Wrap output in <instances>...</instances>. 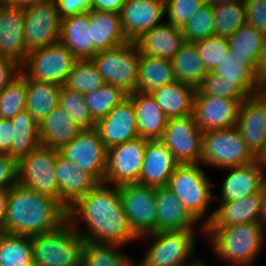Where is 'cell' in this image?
Wrapping results in <instances>:
<instances>
[{
	"label": "cell",
	"instance_id": "obj_1",
	"mask_svg": "<svg viewBox=\"0 0 266 266\" xmlns=\"http://www.w3.org/2000/svg\"><path fill=\"white\" fill-rule=\"evenodd\" d=\"M111 187L98 183L68 209V220L86 242L124 246L140 240L124 213L119 186ZM81 221L85 229L80 228Z\"/></svg>",
	"mask_w": 266,
	"mask_h": 266
},
{
	"label": "cell",
	"instance_id": "obj_2",
	"mask_svg": "<svg viewBox=\"0 0 266 266\" xmlns=\"http://www.w3.org/2000/svg\"><path fill=\"white\" fill-rule=\"evenodd\" d=\"M67 213L54 198L17 183L9 189L3 232L33 237L58 228Z\"/></svg>",
	"mask_w": 266,
	"mask_h": 266
},
{
	"label": "cell",
	"instance_id": "obj_3",
	"mask_svg": "<svg viewBox=\"0 0 266 266\" xmlns=\"http://www.w3.org/2000/svg\"><path fill=\"white\" fill-rule=\"evenodd\" d=\"M265 230L260 222H252L204 229V234L216 257L232 265L251 266L263 250Z\"/></svg>",
	"mask_w": 266,
	"mask_h": 266
},
{
	"label": "cell",
	"instance_id": "obj_4",
	"mask_svg": "<svg viewBox=\"0 0 266 266\" xmlns=\"http://www.w3.org/2000/svg\"><path fill=\"white\" fill-rule=\"evenodd\" d=\"M85 241L67 219L58 228L31 237L38 266H81Z\"/></svg>",
	"mask_w": 266,
	"mask_h": 266
},
{
	"label": "cell",
	"instance_id": "obj_5",
	"mask_svg": "<svg viewBox=\"0 0 266 266\" xmlns=\"http://www.w3.org/2000/svg\"><path fill=\"white\" fill-rule=\"evenodd\" d=\"M200 163L179 164L170 176L167 188L184 204L188 212L201 222L202 232L211 202L215 197L212 193L210 179L205 175ZM204 218V219H203Z\"/></svg>",
	"mask_w": 266,
	"mask_h": 266
},
{
	"label": "cell",
	"instance_id": "obj_6",
	"mask_svg": "<svg viewBox=\"0 0 266 266\" xmlns=\"http://www.w3.org/2000/svg\"><path fill=\"white\" fill-rule=\"evenodd\" d=\"M256 161L237 126L203 132L200 164L225 169Z\"/></svg>",
	"mask_w": 266,
	"mask_h": 266
},
{
	"label": "cell",
	"instance_id": "obj_7",
	"mask_svg": "<svg viewBox=\"0 0 266 266\" xmlns=\"http://www.w3.org/2000/svg\"><path fill=\"white\" fill-rule=\"evenodd\" d=\"M196 229L152 232L139 238L151 237L152 241L139 262L142 266H188L196 249ZM193 259V260H191Z\"/></svg>",
	"mask_w": 266,
	"mask_h": 266
},
{
	"label": "cell",
	"instance_id": "obj_8",
	"mask_svg": "<svg viewBox=\"0 0 266 266\" xmlns=\"http://www.w3.org/2000/svg\"><path fill=\"white\" fill-rule=\"evenodd\" d=\"M140 52L135 42L96 53L91 61L105 83L121 88L125 93L136 91Z\"/></svg>",
	"mask_w": 266,
	"mask_h": 266
},
{
	"label": "cell",
	"instance_id": "obj_9",
	"mask_svg": "<svg viewBox=\"0 0 266 266\" xmlns=\"http://www.w3.org/2000/svg\"><path fill=\"white\" fill-rule=\"evenodd\" d=\"M77 60L58 42L30 51L20 69L31 80L64 86Z\"/></svg>",
	"mask_w": 266,
	"mask_h": 266
},
{
	"label": "cell",
	"instance_id": "obj_10",
	"mask_svg": "<svg viewBox=\"0 0 266 266\" xmlns=\"http://www.w3.org/2000/svg\"><path fill=\"white\" fill-rule=\"evenodd\" d=\"M58 150L40 146L17 162L18 184L59 202L55 173Z\"/></svg>",
	"mask_w": 266,
	"mask_h": 266
},
{
	"label": "cell",
	"instance_id": "obj_11",
	"mask_svg": "<svg viewBox=\"0 0 266 266\" xmlns=\"http://www.w3.org/2000/svg\"><path fill=\"white\" fill-rule=\"evenodd\" d=\"M147 141L137 137L108 149L104 183L111 186L139 183Z\"/></svg>",
	"mask_w": 266,
	"mask_h": 266
},
{
	"label": "cell",
	"instance_id": "obj_12",
	"mask_svg": "<svg viewBox=\"0 0 266 266\" xmlns=\"http://www.w3.org/2000/svg\"><path fill=\"white\" fill-rule=\"evenodd\" d=\"M107 151L97 129L92 128L82 129L71 142L58 150V154L76 163L99 183H104Z\"/></svg>",
	"mask_w": 266,
	"mask_h": 266
},
{
	"label": "cell",
	"instance_id": "obj_13",
	"mask_svg": "<svg viewBox=\"0 0 266 266\" xmlns=\"http://www.w3.org/2000/svg\"><path fill=\"white\" fill-rule=\"evenodd\" d=\"M124 213L138 236L156 232V188L134 184L119 186Z\"/></svg>",
	"mask_w": 266,
	"mask_h": 266
},
{
	"label": "cell",
	"instance_id": "obj_14",
	"mask_svg": "<svg viewBox=\"0 0 266 266\" xmlns=\"http://www.w3.org/2000/svg\"><path fill=\"white\" fill-rule=\"evenodd\" d=\"M160 140L179 164L201 162L203 131L193 114L170 118Z\"/></svg>",
	"mask_w": 266,
	"mask_h": 266
},
{
	"label": "cell",
	"instance_id": "obj_15",
	"mask_svg": "<svg viewBox=\"0 0 266 266\" xmlns=\"http://www.w3.org/2000/svg\"><path fill=\"white\" fill-rule=\"evenodd\" d=\"M61 18L55 1L24 8V38L28 52L60 42Z\"/></svg>",
	"mask_w": 266,
	"mask_h": 266
},
{
	"label": "cell",
	"instance_id": "obj_16",
	"mask_svg": "<svg viewBox=\"0 0 266 266\" xmlns=\"http://www.w3.org/2000/svg\"><path fill=\"white\" fill-rule=\"evenodd\" d=\"M244 100L204 95L195 89L192 114L203 132L234 127Z\"/></svg>",
	"mask_w": 266,
	"mask_h": 266
},
{
	"label": "cell",
	"instance_id": "obj_17",
	"mask_svg": "<svg viewBox=\"0 0 266 266\" xmlns=\"http://www.w3.org/2000/svg\"><path fill=\"white\" fill-rule=\"evenodd\" d=\"M164 17V0H126L120 12L123 33L130 42L162 24Z\"/></svg>",
	"mask_w": 266,
	"mask_h": 266
},
{
	"label": "cell",
	"instance_id": "obj_18",
	"mask_svg": "<svg viewBox=\"0 0 266 266\" xmlns=\"http://www.w3.org/2000/svg\"><path fill=\"white\" fill-rule=\"evenodd\" d=\"M24 38V9L0 2V56L20 66L28 55Z\"/></svg>",
	"mask_w": 266,
	"mask_h": 266
},
{
	"label": "cell",
	"instance_id": "obj_19",
	"mask_svg": "<svg viewBox=\"0 0 266 266\" xmlns=\"http://www.w3.org/2000/svg\"><path fill=\"white\" fill-rule=\"evenodd\" d=\"M95 128L107 149L139 137L132 100L127 97L116 105Z\"/></svg>",
	"mask_w": 266,
	"mask_h": 266
},
{
	"label": "cell",
	"instance_id": "obj_20",
	"mask_svg": "<svg viewBox=\"0 0 266 266\" xmlns=\"http://www.w3.org/2000/svg\"><path fill=\"white\" fill-rule=\"evenodd\" d=\"M236 126L247 147L257 157L266 146V104L257 94L241 103Z\"/></svg>",
	"mask_w": 266,
	"mask_h": 266
},
{
	"label": "cell",
	"instance_id": "obj_21",
	"mask_svg": "<svg viewBox=\"0 0 266 266\" xmlns=\"http://www.w3.org/2000/svg\"><path fill=\"white\" fill-rule=\"evenodd\" d=\"M218 203L220 206L206 217L204 229H221L244 223L260 222V192L242 199Z\"/></svg>",
	"mask_w": 266,
	"mask_h": 266
},
{
	"label": "cell",
	"instance_id": "obj_22",
	"mask_svg": "<svg viewBox=\"0 0 266 266\" xmlns=\"http://www.w3.org/2000/svg\"><path fill=\"white\" fill-rule=\"evenodd\" d=\"M55 173L59 187V203L68 209L99 182L76 163L57 154Z\"/></svg>",
	"mask_w": 266,
	"mask_h": 266
},
{
	"label": "cell",
	"instance_id": "obj_23",
	"mask_svg": "<svg viewBox=\"0 0 266 266\" xmlns=\"http://www.w3.org/2000/svg\"><path fill=\"white\" fill-rule=\"evenodd\" d=\"M224 170L229 173L221 185V195L216 198L219 200L218 202L242 199L260 192L266 184V171L257 160L244 166L230 167Z\"/></svg>",
	"mask_w": 266,
	"mask_h": 266
},
{
	"label": "cell",
	"instance_id": "obj_24",
	"mask_svg": "<svg viewBox=\"0 0 266 266\" xmlns=\"http://www.w3.org/2000/svg\"><path fill=\"white\" fill-rule=\"evenodd\" d=\"M178 165L179 162L161 140H148L138 184L165 187Z\"/></svg>",
	"mask_w": 266,
	"mask_h": 266
},
{
	"label": "cell",
	"instance_id": "obj_25",
	"mask_svg": "<svg viewBox=\"0 0 266 266\" xmlns=\"http://www.w3.org/2000/svg\"><path fill=\"white\" fill-rule=\"evenodd\" d=\"M134 42L140 54L172 60L185 39L182 28L164 21L143 33Z\"/></svg>",
	"mask_w": 266,
	"mask_h": 266
},
{
	"label": "cell",
	"instance_id": "obj_26",
	"mask_svg": "<svg viewBox=\"0 0 266 266\" xmlns=\"http://www.w3.org/2000/svg\"><path fill=\"white\" fill-rule=\"evenodd\" d=\"M156 202V232L196 229L198 221L166 186L156 188Z\"/></svg>",
	"mask_w": 266,
	"mask_h": 266
},
{
	"label": "cell",
	"instance_id": "obj_27",
	"mask_svg": "<svg viewBox=\"0 0 266 266\" xmlns=\"http://www.w3.org/2000/svg\"><path fill=\"white\" fill-rule=\"evenodd\" d=\"M135 110L137 132L139 137L148 140H160L169 118L157 105L150 93L135 91L128 94Z\"/></svg>",
	"mask_w": 266,
	"mask_h": 266
},
{
	"label": "cell",
	"instance_id": "obj_28",
	"mask_svg": "<svg viewBox=\"0 0 266 266\" xmlns=\"http://www.w3.org/2000/svg\"><path fill=\"white\" fill-rule=\"evenodd\" d=\"M88 19L94 55L129 42L123 33L120 13L90 9Z\"/></svg>",
	"mask_w": 266,
	"mask_h": 266
},
{
	"label": "cell",
	"instance_id": "obj_29",
	"mask_svg": "<svg viewBox=\"0 0 266 266\" xmlns=\"http://www.w3.org/2000/svg\"><path fill=\"white\" fill-rule=\"evenodd\" d=\"M81 130L69 117V114L57 105L39 123V138L42 146L59 150L71 142Z\"/></svg>",
	"mask_w": 266,
	"mask_h": 266
},
{
	"label": "cell",
	"instance_id": "obj_30",
	"mask_svg": "<svg viewBox=\"0 0 266 266\" xmlns=\"http://www.w3.org/2000/svg\"><path fill=\"white\" fill-rule=\"evenodd\" d=\"M60 42L77 59H91L94 56L88 11L61 19Z\"/></svg>",
	"mask_w": 266,
	"mask_h": 266
},
{
	"label": "cell",
	"instance_id": "obj_31",
	"mask_svg": "<svg viewBox=\"0 0 266 266\" xmlns=\"http://www.w3.org/2000/svg\"><path fill=\"white\" fill-rule=\"evenodd\" d=\"M194 92L195 89L188 84L174 81L154 90L150 94L170 119L192 114Z\"/></svg>",
	"mask_w": 266,
	"mask_h": 266
},
{
	"label": "cell",
	"instance_id": "obj_32",
	"mask_svg": "<svg viewBox=\"0 0 266 266\" xmlns=\"http://www.w3.org/2000/svg\"><path fill=\"white\" fill-rule=\"evenodd\" d=\"M174 81L176 77L171 60L140 55L136 91L151 93Z\"/></svg>",
	"mask_w": 266,
	"mask_h": 266
},
{
	"label": "cell",
	"instance_id": "obj_33",
	"mask_svg": "<svg viewBox=\"0 0 266 266\" xmlns=\"http://www.w3.org/2000/svg\"><path fill=\"white\" fill-rule=\"evenodd\" d=\"M10 120L14 129L11 158L18 162L21 158L41 146L39 124L26 109L20 111Z\"/></svg>",
	"mask_w": 266,
	"mask_h": 266
},
{
	"label": "cell",
	"instance_id": "obj_34",
	"mask_svg": "<svg viewBox=\"0 0 266 266\" xmlns=\"http://www.w3.org/2000/svg\"><path fill=\"white\" fill-rule=\"evenodd\" d=\"M176 81L197 89L207 74L197 51L196 43L185 41L172 58Z\"/></svg>",
	"mask_w": 266,
	"mask_h": 266
},
{
	"label": "cell",
	"instance_id": "obj_35",
	"mask_svg": "<svg viewBox=\"0 0 266 266\" xmlns=\"http://www.w3.org/2000/svg\"><path fill=\"white\" fill-rule=\"evenodd\" d=\"M61 85L27 78L26 110L39 124L59 104Z\"/></svg>",
	"mask_w": 266,
	"mask_h": 266
},
{
	"label": "cell",
	"instance_id": "obj_36",
	"mask_svg": "<svg viewBox=\"0 0 266 266\" xmlns=\"http://www.w3.org/2000/svg\"><path fill=\"white\" fill-rule=\"evenodd\" d=\"M266 34L254 26L244 23L229 38V52L237 60H247L255 65L257 55L261 51Z\"/></svg>",
	"mask_w": 266,
	"mask_h": 266
},
{
	"label": "cell",
	"instance_id": "obj_37",
	"mask_svg": "<svg viewBox=\"0 0 266 266\" xmlns=\"http://www.w3.org/2000/svg\"><path fill=\"white\" fill-rule=\"evenodd\" d=\"M197 90L204 95L246 99L256 94L257 87L251 81L228 80L210 71L204 76Z\"/></svg>",
	"mask_w": 266,
	"mask_h": 266
},
{
	"label": "cell",
	"instance_id": "obj_38",
	"mask_svg": "<svg viewBox=\"0 0 266 266\" xmlns=\"http://www.w3.org/2000/svg\"><path fill=\"white\" fill-rule=\"evenodd\" d=\"M123 245L86 242L82 251L83 266H138L128 254L119 250ZM137 263V264H136Z\"/></svg>",
	"mask_w": 266,
	"mask_h": 266
},
{
	"label": "cell",
	"instance_id": "obj_39",
	"mask_svg": "<svg viewBox=\"0 0 266 266\" xmlns=\"http://www.w3.org/2000/svg\"><path fill=\"white\" fill-rule=\"evenodd\" d=\"M31 263V237L0 231V266H28Z\"/></svg>",
	"mask_w": 266,
	"mask_h": 266
},
{
	"label": "cell",
	"instance_id": "obj_40",
	"mask_svg": "<svg viewBox=\"0 0 266 266\" xmlns=\"http://www.w3.org/2000/svg\"><path fill=\"white\" fill-rule=\"evenodd\" d=\"M128 97L121 88L105 83L97 90L83 94L93 120L97 123L124 99Z\"/></svg>",
	"mask_w": 266,
	"mask_h": 266
},
{
	"label": "cell",
	"instance_id": "obj_41",
	"mask_svg": "<svg viewBox=\"0 0 266 266\" xmlns=\"http://www.w3.org/2000/svg\"><path fill=\"white\" fill-rule=\"evenodd\" d=\"M105 84L91 59H78L64 86L80 94L97 90Z\"/></svg>",
	"mask_w": 266,
	"mask_h": 266
},
{
	"label": "cell",
	"instance_id": "obj_42",
	"mask_svg": "<svg viewBox=\"0 0 266 266\" xmlns=\"http://www.w3.org/2000/svg\"><path fill=\"white\" fill-rule=\"evenodd\" d=\"M27 77L20 72L0 92V118L11 119L26 108Z\"/></svg>",
	"mask_w": 266,
	"mask_h": 266
},
{
	"label": "cell",
	"instance_id": "obj_43",
	"mask_svg": "<svg viewBox=\"0 0 266 266\" xmlns=\"http://www.w3.org/2000/svg\"><path fill=\"white\" fill-rule=\"evenodd\" d=\"M214 35L229 38L246 23L244 2H231L213 7Z\"/></svg>",
	"mask_w": 266,
	"mask_h": 266
},
{
	"label": "cell",
	"instance_id": "obj_44",
	"mask_svg": "<svg viewBox=\"0 0 266 266\" xmlns=\"http://www.w3.org/2000/svg\"><path fill=\"white\" fill-rule=\"evenodd\" d=\"M58 103L79 128L92 129L96 127V122L89 112L83 94L61 86Z\"/></svg>",
	"mask_w": 266,
	"mask_h": 266
},
{
	"label": "cell",
	"instance_id": "obj_45",
	"mask_svg": "<svg viewBox=\"0 0 266 266\" xmlns=\"http://www.w3.org/2000/svg\"><path fill=\"white\" fill-rule=\"evenodd\" d=\"M214 23L213 6L206 4L182 28L185 41L196 43L214 35Z\"/></svg>",
	"mask_w": 266,
	"mask_h": 266
},
{
	"label": "cell",
	"instance_id": "obj_46",
	"mask_svg": "<svg viewBox=\"0 0 266 266\" xmlns=\"http://www.w3.org/2000/svg\"><path fill=\"white\" fill-rule=\"evenodd\" d=\"M197 51L207 72L212 71L217 64L227 57L229 43L227 38L212 35L196 42Z\"/></svg>",
	"mask_w": 266,
	"mask_h": 266
},
{
	"label": "cell",
	"instance_id": "obj_47",
	"mask_svg": "<svg viewBox=\"0 0 266 266\" xmlns=\"http://www.w3.org/2000/svg\"><path fill=\"white\" fill-rule=\"evenodd\" d=\"M205 5L206 0H164L165 21L183 28L195 12Z\"/></svg>",
	"mask_w": 266,
	"mask_h": 266
},
{
	"label": "cell",
	"instance_id": "obj_48",
	"mask_svg": "<svg viewBox=\"0 0 266 266\" xmlns=\"http://www.w3.org/2000/svg\"><path fill=\"white\" fill-rule=\"evenodd\" d=\"M253 67L249 61L232 58L230 52H228L227 57L217 64L211 72L228 80L251 81L258 87L253 76Z\"/></svg>",
	"mask_w": 266,
	"mask_h": 266
},
{
	"label": "cell",
	"instance_id": "obj_49",
	"mask_svg": "<svg viewBox=\"0 0 266 266\" xmlns=\"http://www.w3.org/2000/svg\"><path fill=\"white\" fill-rule=\"evenodd\" d=\"M246 23L266 34V0H244Z\"/></svg>",
	"mask_w": 266,
	"mask_h": 266
},
{
	"label": "cell",
	"instance_id": "obj_50",
	"mask_svg": "<svg viewBox=\"0 0 266 266\" xmlns=\"http://www.w3.org/2000/svg\"><path fill=\"white\" fill-rule=\"evenodd\" d=\"M18 183L17 161L0 153V189H10Z\"/></svg>",
	"mask_w": 266,
	"mask_h": 266
},
{
	"label": "cell",
	"instance_id": "obj_51",
	"mask_svg": "<svg viewBox=\"0 0 266 266\" xmlns=\"http://www.w3.org/2000/svg\"><path fill=\"white\" fill-rule=\"evenodd\" d=\"M61 19L82 14L91 9V0H55Z\"/></svg>",
	"mask_w": 266,
	"mask_h": 266
},
{
	"label": "cell",
	"instance_id": "obj_52",
	"mask_svg": "<svg viewBox=\"0 0 266 266\" xmlns=\"http://www.w3.org/2000/svg\"><path fill=\"white\" fill-rule=\"evenodd\" d=\"M21 72L14 60L0 56V92Z\"/></svg>",
	"mask_w": 266,
	"mask_h": 266
},
{
	"label": "cell",
	"instance_id": "obj_53",
	"mask_svg": "<svg viewBox=\"0 0 266 266\" xmlns=\"http://www.w3.org/2000/svg\"><path fill=\"white\" fill-rule=\"evenodd\" d=\"M13 125L10 119L0 118V153L11 157V143L13 141Z\"/></svg>",
	"mask_w": 266,
	"mask_h": 266
},
{
	"label": "cell",
	"instance_id": "obj_54",
	"mask_svg": "<svg viewBox=\"0 0 266 266\" xmlns=\"http://www.w3.org/2000/svg\"><path fill=\"white\" fill-rule=\"evenodd\" d=\"M253 76L258 86L266 83V36L262 49L258 53L255 65L253 67Z\"/></svg>",
	"mask_w": 266,
	"mask_h": 266
},
{
	"label": "cell",
	"instance_id": "obj_55",
	"mask_svg": "<svg viewBox=\"0 0 266 266\" xmlns=\"http://www.w3.org/2000/svg\"><path fill=\"white\" fill-rule=\"evenodd\" d=\"M126 0H91V9L102 12L120 13Z\"/></svg>",
	"mask_w": 266,
	"mask_h": 266
},
{
	"label": "cell",
	"instance_id": "obj_56",
	"mask_svg": "<svg viewBox=\"0 0 266 266\" xmlns=\"http://www.w3.org/2000/svg\"><path fill=\"white\" fill-rule=\"evenodd\" d=\"M9 189H0V231L3 232V222L7 211Z\"/></svg>",
	"mask_w": 266,
	"mask_h": 266
},
{
	"label": "cell",
	"instance_id": "obj_57",
	"mask_svg": "<svg viewBox=\"0 0 266 266\" xmlns=\"http://www.w3.org/2000/svg\"><path fill=\"white\" fill-rule=\"evenodd\" d=\"M7 4L20 7L22 9L35 4H44L55 0H4Z\"/></svg>",
	"mask_w": 266,
	"mask_h": 266
},
{
	"label": "cell",
	"instance_id": "obj_58",
	"mask_svg": "<svg viewBox=\"0 0 266 266\" xmlns=\"http://www.w3.org/2000/svg\"><path fill=\"white\" fill-rule=\"evenodd\" d=\"M261 194V216L260 223L266 227V184L260 190Z\"/></svg>",
	"mask_w": 266,
	"mask_h": 266
},
{
	"label": "cell",
	"instance_id": "obj_59",
	"mask_svg": "<svg viewBox=\"0 0 266 266\" xmlns=\"http://www.w3.org/2000/svg\"><path fill=\"white\" fill-rule=\"evenodd\" d=\"M243 1L244 0H206V4L216 7L231 2H243Z\"/></svg>",
	"mask_w": 266,
	"mask_h": 266
},
{
	"label": "cell",
	"instance_id": "obj_60",
	"mask_svg": "<svg viewBox=\"0 0 266 266\" xmlns=\"http://www.w3.org/2000/svg\"><path fill=\"white\" fill-rule=\"evenodd\" d=\"M256 160L258 161L259 165L265 169L266 171V146L264 149L258 154L256 157Z\"/></svg>",
	"mask_w": 266,
	"mask_h": 266
},
{
	"label": "cell",
	"instance_id": "obj_61",
	"mask_svg": "<svg viewBox=\"0 0 266 266\" xmlns=\"http://www.w3.org/2000/svg\"><path fill=\"white\" fill-rule=\"evenodd\" d=\"M256 94L262 99L266 104V83L261 84L257 87Z\"/></svg>",
	"mask_w": 266,
	"mask_h": 266
},
{
	"label": "cell",
	"instance_id": "obj_62",
	"mask_svg": "<svg viewBox=\"0 0 266 266\" xmlns=\"http://www.w3.org/2000/svg\"><path fill=\"white\" fill-rule=\"evenodd\" d=\"M204 260H200L198 259L197 261H195L194 263L188 265V266H208L206 263H204Z\"/></svg>",
	"mask_w": 266,
	"mask_h": 266
},
{
	"label": "cell",
	"instance_id": "obj_63",
	"mask_svg": "<svg viewBox=\"0 0 266 266\" xmlns=\"http://www.w3.org/2000/svg\"><path fill=\"white\" fill-rule=\"evenodd\" d=\"M28 266H38V265L33 262L30 265H28Z\"/></svg>",
	"mask_w": 266,
	"mask_h": 266
}]
</instances>
